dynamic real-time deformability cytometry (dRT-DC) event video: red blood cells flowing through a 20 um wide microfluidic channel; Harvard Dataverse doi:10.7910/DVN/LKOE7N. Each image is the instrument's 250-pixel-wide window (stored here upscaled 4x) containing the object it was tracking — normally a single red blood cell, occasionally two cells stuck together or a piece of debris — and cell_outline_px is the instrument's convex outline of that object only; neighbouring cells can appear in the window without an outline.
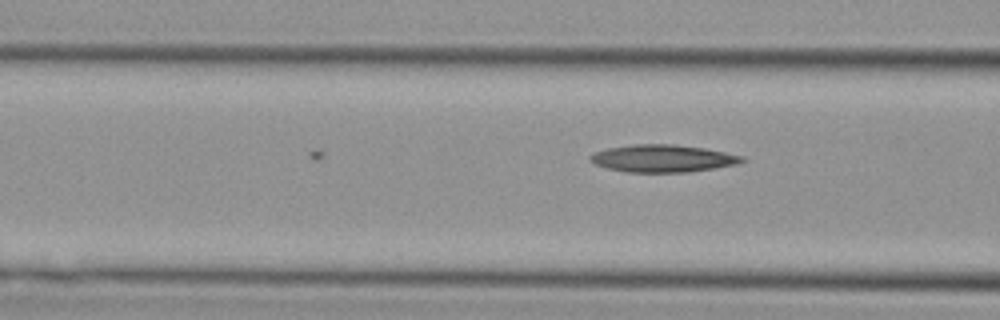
{"species": "Egyptian fruit bat (a non-hibernating species)", "species_latin": "Rousettus aegyptiacus", "temperature_condition": "cold", "stored_images_in_passage": 8, "camera_frame_rate_fps": 3000, "um_per_image_px": 0.085, "animal": {"sex": "female"}, "frame": {"image": 1, "passage_image": 8, "time_ms": 2.333, "image_size_px": [1000, 320], "cell_outline_px": [[748, 160], [736, 164], [688, 172], [628, 172], [608, 168], [596, 164], [588, 160], [588, 156], [592, 152], [608, 148], [632, 144], [676, 144], [704, 148], [744, 156]], "centroid_in_image_um": [56.31, 13.45], "position_along_channel_um": 110.3, "area_um2": 24.28}}